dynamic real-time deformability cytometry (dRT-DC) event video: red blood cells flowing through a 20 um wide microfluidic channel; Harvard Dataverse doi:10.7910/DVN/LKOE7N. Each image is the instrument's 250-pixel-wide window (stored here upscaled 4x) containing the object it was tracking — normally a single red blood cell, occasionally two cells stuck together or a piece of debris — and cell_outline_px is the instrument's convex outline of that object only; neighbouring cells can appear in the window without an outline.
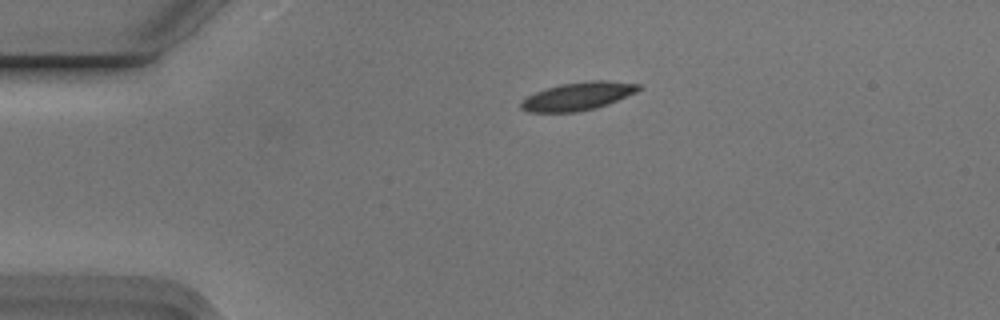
{"species": "Egyptian fruit bat (a non-hibernating species)", "species_latin": "Rousettus aegyptiacus", "temperature_condition": "cold", "stored_images_in_passage": 2, "camera_frame_rate_fps": 3000, "um_per_image_px": 0.085, "animal": {"sex": "male"}, "frame": {"image": 1, "passage_image": 1, "time_ms": 0.0, "image_size_px": [1000, 320], "cell_outline_px": [[640, 88], [636, 92], [608, 104], [596, 108], [576, 112], [528, 112], [520, 108], [520, 100], [536, 92], [560, 84], [588, 80], [608, 80], [640, 84]], "centroid_in_image_um": [49.11, 8.17], "position_along_channel_um": 35.9, "area_um2": 19.25}}